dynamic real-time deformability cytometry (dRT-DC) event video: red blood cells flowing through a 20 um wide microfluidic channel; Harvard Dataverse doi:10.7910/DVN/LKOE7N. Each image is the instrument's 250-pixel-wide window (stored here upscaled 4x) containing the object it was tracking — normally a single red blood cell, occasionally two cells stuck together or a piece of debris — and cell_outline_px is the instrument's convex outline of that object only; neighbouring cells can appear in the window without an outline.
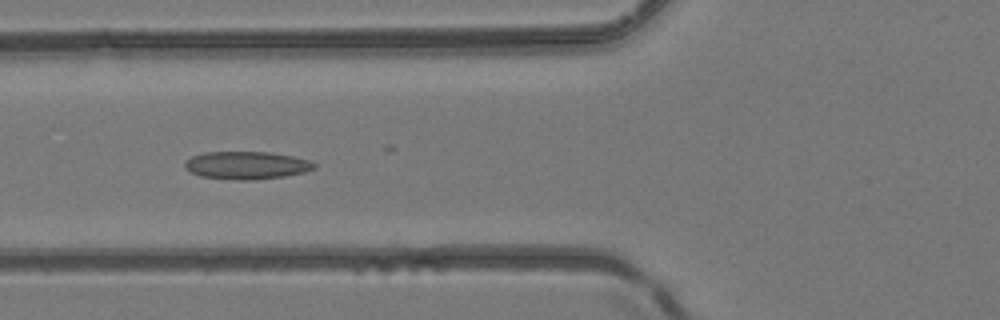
{"species": "common noctule bat (a hibernating species)", "species_latin": "Nyctalus noctula", "temperature_condition": "room temperature", "stored_images_in_passage": 6, "camera_frame_rate_fps": 3000, "um_per_image_px": 0.085, "animal": {"sex": "female", "body_mass_g": 24.6, "forearm_length_mm": 56.2}, "frame": {"image": 1, "passage_image": 6, "time_ms": 1.667, "image_size_px": [1000, 320], "cell_outline_px": [[316, 168], [304, 172], [284, 176], [252, 180], [240, 180], [200, 176], [184, 168], [184, 164], [192, 156], [204, 152], [268, 152], [292, 156], [308, 160], [316, 164]], "centroid_in_image_um": [20.96, 14.05], "position_along_channel_um": 104.8, "area_um2": 20.75}}